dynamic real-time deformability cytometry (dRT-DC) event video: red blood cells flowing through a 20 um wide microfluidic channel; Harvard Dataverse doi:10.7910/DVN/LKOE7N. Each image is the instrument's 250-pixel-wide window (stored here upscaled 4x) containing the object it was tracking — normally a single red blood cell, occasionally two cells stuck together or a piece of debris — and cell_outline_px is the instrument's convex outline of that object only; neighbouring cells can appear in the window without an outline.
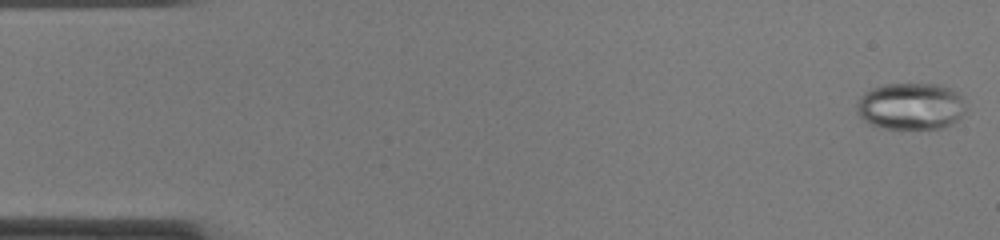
{"species": "common noctule bat (a hibernating species)", "species_latin": "Nyctalus noctula", "temperature_condition": "cold", "stored_images_in_passage": 52, "camera_frame_rate_fps": 3000, "um_per_image_px": 0.085, "animal": {"sex": "female", "body_mass_g": 22.0, "forearm_length_mm": 56.7}, "frame": {"image": 1, "passage_image": 3, "time_ms": 0.667, "image_size_px": [1000, 240], "cell_outline_px": [[940, 92], [932, 124], [884, 124], [872, 120], [864, 112], [868, 96], [884, 88], [928, 88]], "centroid_in_image_um": [76.73, 9.0], "position_along_channel_um": 8.3, "area_um2": 17.11}}
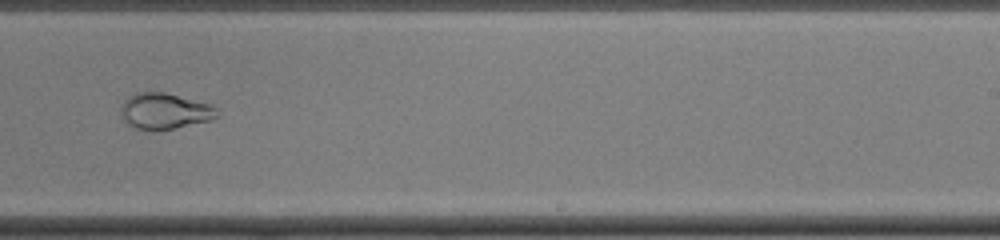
{"frame": {"image": 2, "passage_image": 33, "time_ms": 10.667, "image_size_px": [1000, 240], "cell_outline_px": [[208, 108], [204, 120], [168, 128], [144, 128], [136, 124], [128, 104], [136, 96], [172, 96], [200, 104]], "centroid_in_image_um": [14.06, 9.49], "position_along_channel_um": 274.9, "area_um2": 14.51}}
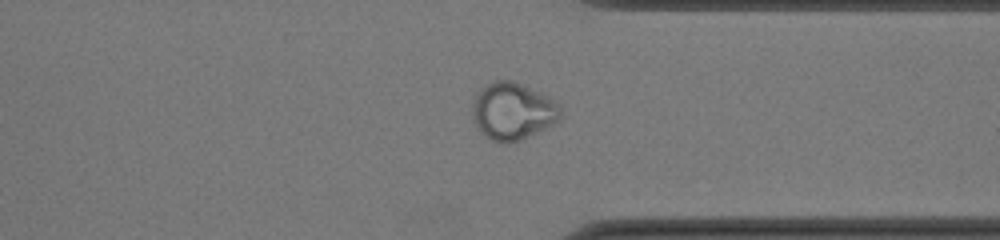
{"frame": {"image": 3, "passage_image": 40, "time_ms": 13.0, "image_size_px": [1000, 240], "cell_outline_px": [[536, 100], [528, 128], [524, 132], [508, 140], [504, 140], [492, 136], [480, 124], [480, 100], [484, 92], [488, 88], [496, 84], [508, 84], [524, 92]], "centroid_in_image_um": [42.99, 9.45], "position_along_channel_um": 368.4, "area_um2": 17.22}}